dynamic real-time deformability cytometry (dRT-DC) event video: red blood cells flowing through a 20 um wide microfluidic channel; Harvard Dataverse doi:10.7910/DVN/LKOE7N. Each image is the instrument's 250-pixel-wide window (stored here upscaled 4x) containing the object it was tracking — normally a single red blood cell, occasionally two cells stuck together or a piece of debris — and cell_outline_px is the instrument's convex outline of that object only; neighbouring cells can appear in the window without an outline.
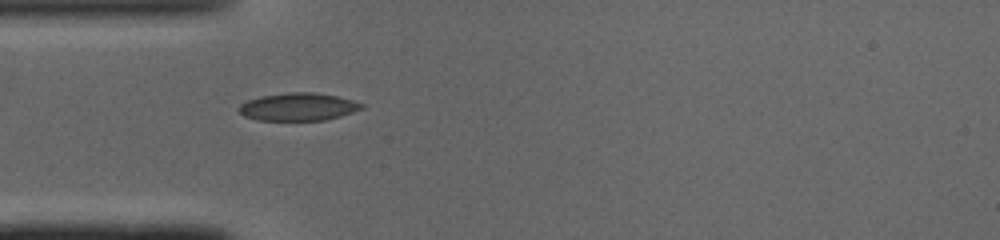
{"species": "common noctule bat (a hibernating species)", "species_latin": "Nyctalus noctula", "temperature_condition": "cold", "stored_images_in_passage": 32, "camera_frame_rate_fps": 3000, "um_per_image_px": 0.085, "animal": {"sex": "male", "body_mass_g": 19.0, "forearm_length_mm": 50.8}, "frame": {"image": 1, "passage_image": 1, "time_ms": 0.0, "image_size_px": [1000, 240], "cell_outline_px": [[364, 108], [340, 116], [324, 120], [256, 120], [244, 116], [240, 112], [240, 104], [248, 100], [260, 96], [288, 92], [312, 92], [336, 96], [352, 100], [364, 104]], "centroid_in_image_um": [25.35, 9.08], "position_along_channel_um": 59.7, "area_um2": 19.71}}
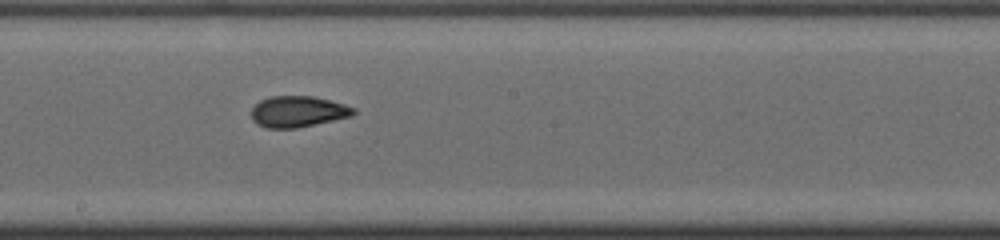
{"frame": {"image": 2, "passage_image": 13, "time_ms": 4.0, "image_size_px": [1000, 240], "cell_outline_px": [[356, 112], [352, 116], [296, 128], [264, 128], [256, 124], [252, 120], [252, 108], [260, 100], [272, 96], [312, 96], [344, 104], [356, 108]], "centroid_in_image_um": [25.31, 9.49], "position_along_channel_um": 222.9, "area_um2": 18.5}}
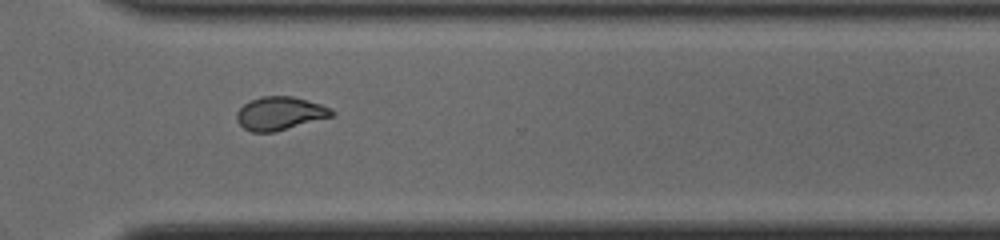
{"frame": {"image": 3, "passage_image": 22, "time_ms": 7.0, "image_size_px": [1000, 240], "cell_outline_px": [[336, 116], [272, 132], [252, 132], [244, 128], [236, 120], [236, 112], [244, 104], [260, 96], [292, 96], [308, 100], [332, 108], [336, 112]], "centroid_in_image_um": [23.83, 9.63], "position_along_channel_um": 346.8, "area_um2": 18.55}, "authors_computed_cell_mechanics": {"area_um2": 19.1607, "velocity_mm_per_s": 4.112, "shape_relaxation_time_tau1_ms": 8.3067, "shape_relaxation_time_tau2_ms": 2.0399, "deformation_change_tau1": 0.1984, "deformation_change_tau2": 0.0617}}